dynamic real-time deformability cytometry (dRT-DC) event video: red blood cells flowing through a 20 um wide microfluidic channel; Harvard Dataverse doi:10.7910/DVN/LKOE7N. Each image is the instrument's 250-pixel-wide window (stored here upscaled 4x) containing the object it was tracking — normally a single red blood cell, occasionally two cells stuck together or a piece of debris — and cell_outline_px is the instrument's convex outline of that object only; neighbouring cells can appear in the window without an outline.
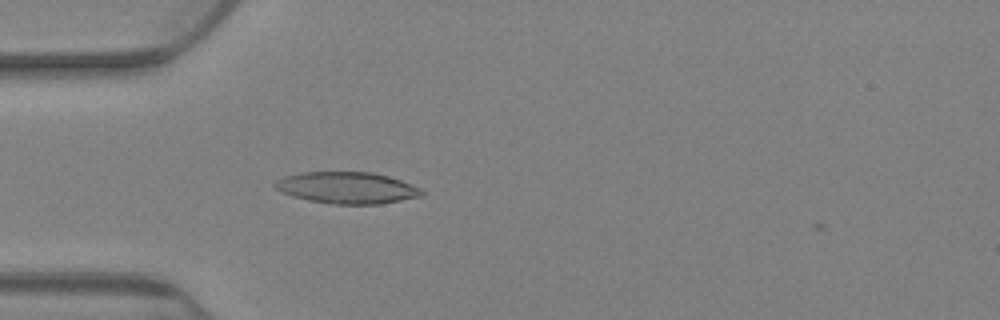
{"species": "Egyptian fruit bat (a non-hibernating species)", "species_latin": "Rousettus aegyptiacus", "temperature_condition": "warm", "stored_images_in_passage": 3, "camera_frame_rate_fps": 3000, "um_per_image_px": 0.085, "animal": {"sex": "female"}, "frame": {"image": 1, "passage_image": 2, "time_ms": 0.333, "image_size_px": [1000, 320], "cell_outline_px": [[424, 192], [420, 196], [380, 204], [336, 204], [308, 200], [284, 192], [276, 188], [272, 184], [276, 180], [284, 176], [300, 172], [372, 172], [388, 176], [400, 180], [420, 188]], "centroid_in_image_um": [29.49, 15.95], "position_along_channel_um": 55.5, "area_um2": 26.7}}